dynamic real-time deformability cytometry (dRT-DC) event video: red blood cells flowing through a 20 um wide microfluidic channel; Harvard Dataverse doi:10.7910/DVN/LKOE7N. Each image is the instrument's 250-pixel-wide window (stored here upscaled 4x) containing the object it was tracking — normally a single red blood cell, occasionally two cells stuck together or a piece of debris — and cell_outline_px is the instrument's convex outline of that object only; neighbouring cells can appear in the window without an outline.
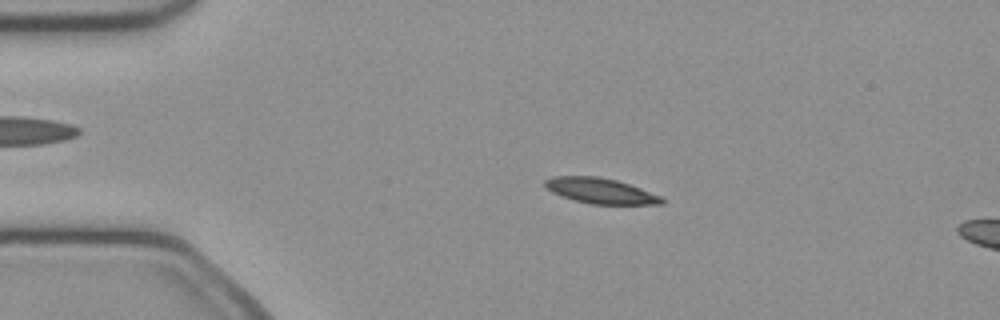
{"species": "common noctule bat (a hibernating species)", "species_latin": "Nyctalus noctula", "temperature_condition": "cold", "stored_images_in_passage": 14, "camera_frame_rate_fps": 3000, "um_per_image_px": 0.085, "animal": {"sex": "female", "body_mass_g": 21.9}, "frame": {"image": 1, "passage_image": 10, "time_ms": 3.0, "image_size_px": [1000, 320], "cell_outline_px": [[664, 204], [592, 204], [576, 200], [552, 192], [544, 184], [544, 180], [552, 176], [596, 176], [616, 180], [640, 188], [660, 196], [664, 200]], "centroid_in_image_um": [51.04, 16.21], "position_along_channel_um": 34.0, "area_um2": 16.99}}